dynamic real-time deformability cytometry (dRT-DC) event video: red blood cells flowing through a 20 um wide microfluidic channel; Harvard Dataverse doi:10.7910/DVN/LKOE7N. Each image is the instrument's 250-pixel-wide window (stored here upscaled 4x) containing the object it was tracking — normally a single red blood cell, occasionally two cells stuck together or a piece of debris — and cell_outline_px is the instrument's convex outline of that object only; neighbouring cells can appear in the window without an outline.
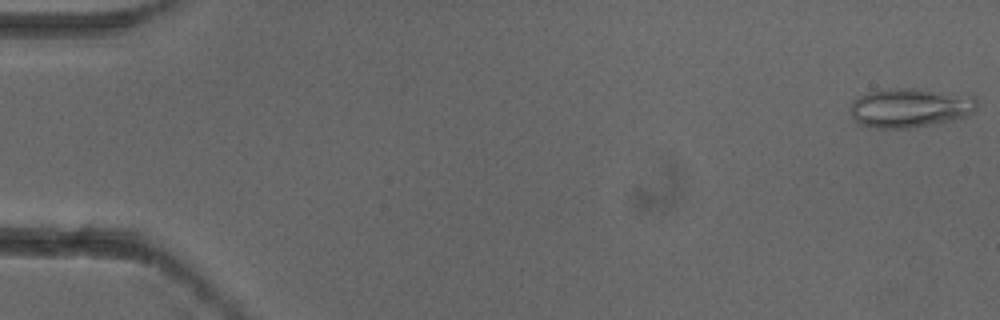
{"species": "common noctule bat (a hibernating species)", "species_latin": "Nyctalus noctula", "temperature_condition": "cold", "stored_images_in_passage": 5, "camera_frame_rate_fps": 3000, "um_per_image_px": 0.085, "animal": {"sex": "female"}, "frame": {"image": 1, "passage_image": 1, "time_ms": 0.0, "image_size_px": [1000, 320], "cell_outline_px": [[976, 112], [968, 116], [952, 120], [908, 128], [868, 128], [856, 124], [852, 116], [852, 100], [868, 92], [888, 88], [920, 88], [976, 96]], "centroid_in_image_um": [77.36, 9.15], "position_along_channel_um": 7.6, "area_um2": 29.36}}